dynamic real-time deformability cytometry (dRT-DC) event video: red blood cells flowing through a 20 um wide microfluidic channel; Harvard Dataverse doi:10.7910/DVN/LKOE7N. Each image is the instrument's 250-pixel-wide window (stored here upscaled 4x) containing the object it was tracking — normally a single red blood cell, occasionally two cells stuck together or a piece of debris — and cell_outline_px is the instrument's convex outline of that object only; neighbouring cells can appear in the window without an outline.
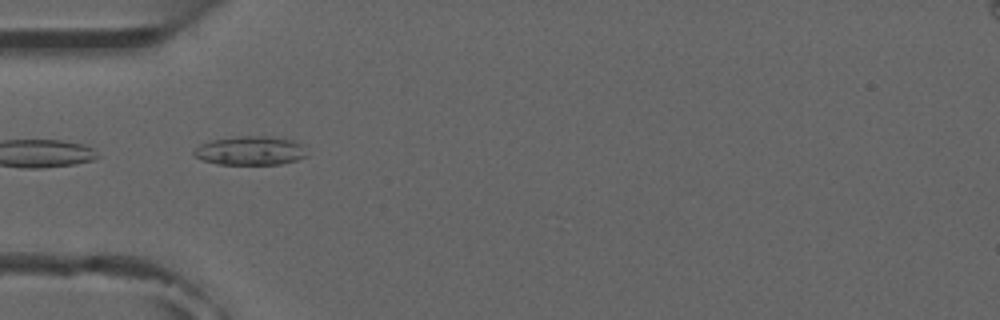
{"species": "common noctule bat (a hibernating species)", "species_latin": "Nyctalus noctula", "temperature_condition": "room temperature", "stored_images_in_passage": 6, "camera_frame_rate_fps": 3000, "um_per_image_px": 0.085, "animal": {"sex": "male", "forearm_length_mm": 52.5}, "frame": {"image": 1, "passage_image": 5, "time_ms": 4.667, "image_size_px": [1000, 320], "cell_outline_px": [[308, 156], [296, 160], [280, 164], [216, 164], [204, 160], [196, 156], [192, 152], [200, 144], [212, 140], [240, 136], [268, 136], [292, 140], [300, 144]], "centroid_in_image_um": [21.27, 12.81], "position_along_channel_um": 63.7, "area_um2": 18.79}}
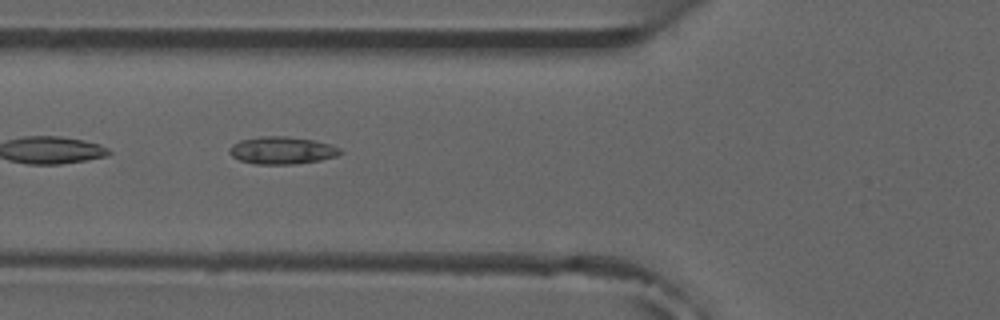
{"frame": {"image": 2, "passage_image": 6, "time_ms": 5.667, "image_size_px": [1000, 320], "cell_outline_px": [[344, 152], [336, 156], [320, 160], [292, 164], [256, 164], [240, 160], [232, 156], [228, 152], [228, 148], [232, 144], [240, 140], [260, 136], [284, 136], [312, 140], [328, 144], [340, 148]], "centroid_in_image_um": [23.93, 12.78], "position_along_channel_um": 101.9, "area_um2": 17.63}}